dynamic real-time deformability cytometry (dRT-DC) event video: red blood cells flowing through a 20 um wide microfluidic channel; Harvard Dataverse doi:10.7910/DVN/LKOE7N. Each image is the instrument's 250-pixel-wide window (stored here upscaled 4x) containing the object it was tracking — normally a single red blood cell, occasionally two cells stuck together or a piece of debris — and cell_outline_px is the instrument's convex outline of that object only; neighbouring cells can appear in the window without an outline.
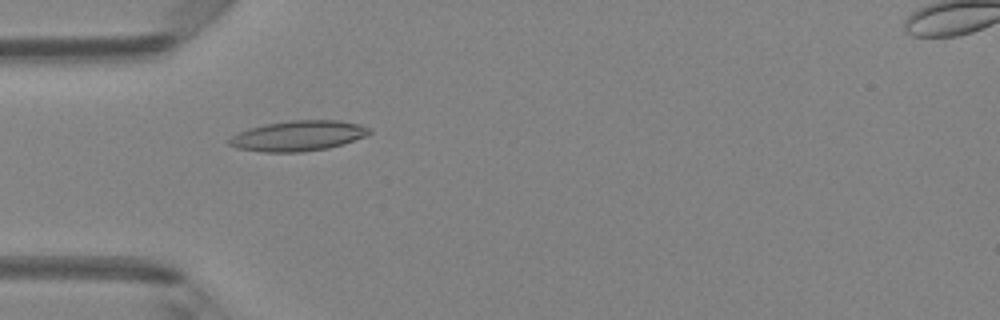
{"species": "Egyptian fruit bat (a non-hibernating species)", "species_latin": "Rousettus aegyptiacus", "temperature_condition": "room temperature", "stored_images_in_passage": 39, "camera_frame_rate_fps": 3000, "um_per_image_px": 0.085, "animal": {"sex": "female"}, "frame": {"image": 1, "passage_image": 5, "time_ms": 1.333, "image_size_px": [1000, 320], "cell_outline_px": [[372, 132], [364, 136], [344, 144], [328, 148], [300, 152], [264, 152], [236, 148], [228, 144], [228, 140], [232, 136], [248, 128], [288, 120], [340, 120], [360, 124], [372, 128]], "centroid_in_image_um": [25.37, 11.54], "position_along_channel_um": 59.6, "area_um2": 24.8}}
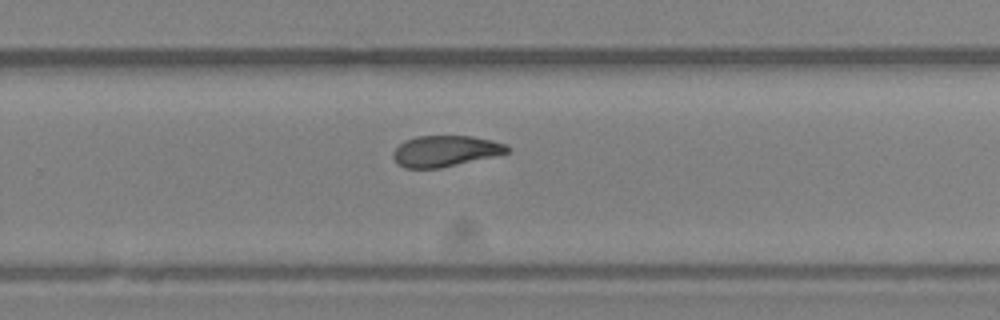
{"frame": {"image": 2, "passage_image": 22, "time_ms": 7.0, "image_size_px": [1000, 320], "cell_outline_px": [[508, 152], [492, 156], [440, 168], [404, 168], [396, 164], [392, 156], [392, 152], [404, 140], [416, 136], [472, 136], [492, 140], [508, 144]], "centroid_in_image_um": [37.79, 12.83], "position_along_channel_um": 292.0, "area_um2": 20.58}}
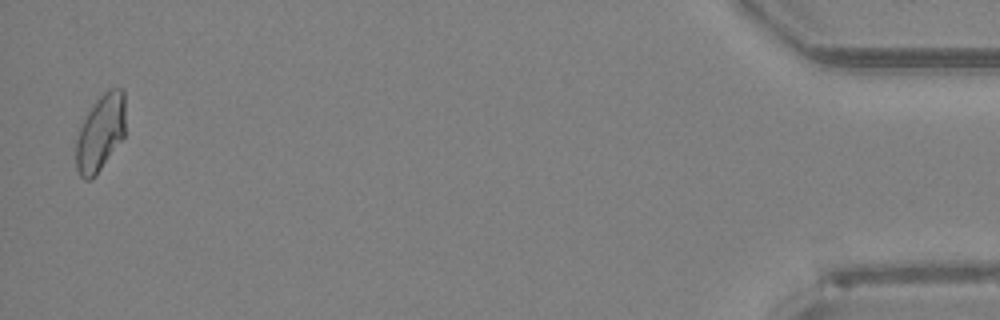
{"frame": {"image": 3, "passage_image": 38, "time_ms": 12.333, "image_size_px": [1000, 320], "cell_outline_px": [[124, 136], [96, 176], [88, 180], [84, 180], [80, 176], [76, 168], [76, 140], [80, 128], [88, 112], [96, 100], [108, 88], [124, 88]], "centroid_in_image_um": [8.53, 11.3], "position_along_channel_um": 426.7, "area_um2": 21.91}, "authors_computed_cell_mechanics": {"area_um2": 21.7906, "velocity_mm_per_s": 4.1666, "shape_relaxation_time_tau1_ms": null, "shape_relaxation_time_tau2_ms": 2.6564, "deformation_change_tau1": null, "deformation_change_tau2": 0.0808}}